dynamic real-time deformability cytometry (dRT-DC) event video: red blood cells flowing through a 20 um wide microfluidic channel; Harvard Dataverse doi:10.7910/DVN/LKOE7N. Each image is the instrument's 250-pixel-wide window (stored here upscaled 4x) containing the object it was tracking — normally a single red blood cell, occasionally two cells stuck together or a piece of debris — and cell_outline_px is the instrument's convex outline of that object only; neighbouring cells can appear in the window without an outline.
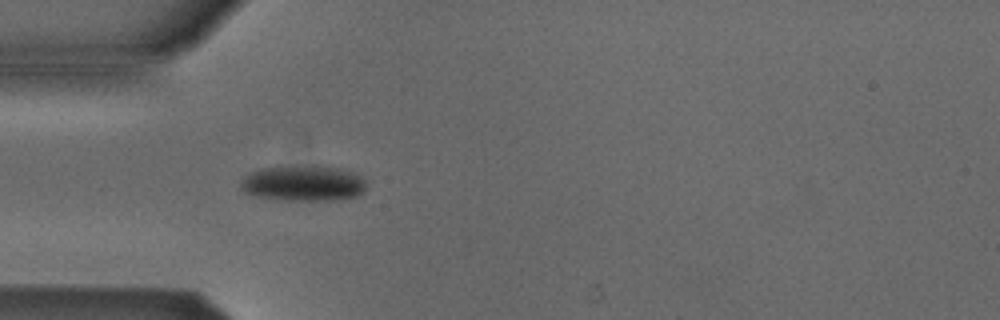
{"species": "Egyptian fruit bat (a non-hibernating species)", "species_latin": "Rousettus aegyptiacus", "temperature_condition": "cold", "stored_images_in_passage": 3, "camera_frame_rate_fps": 3000, "um_per_image_px": 0.085, "animal": {"sex": "male"}, "frame": {"image": 1, "passage_image": 3, "time_ms": 0.667, "image_size_px": [1000, 320], "cell_outline_px": [[364, 192], [356, 196], [332, 200], [280, 200], [252, 196], [244, 192], [240, 188], [240, 180], [244, 176], [260, 168], [340, 168], [352, 172], [360, 176], [364, 180]], "centroid_in_image_um": [25.72, 15.63], "position_along_channel_um": 59.3, "area_um2": 25.37}}